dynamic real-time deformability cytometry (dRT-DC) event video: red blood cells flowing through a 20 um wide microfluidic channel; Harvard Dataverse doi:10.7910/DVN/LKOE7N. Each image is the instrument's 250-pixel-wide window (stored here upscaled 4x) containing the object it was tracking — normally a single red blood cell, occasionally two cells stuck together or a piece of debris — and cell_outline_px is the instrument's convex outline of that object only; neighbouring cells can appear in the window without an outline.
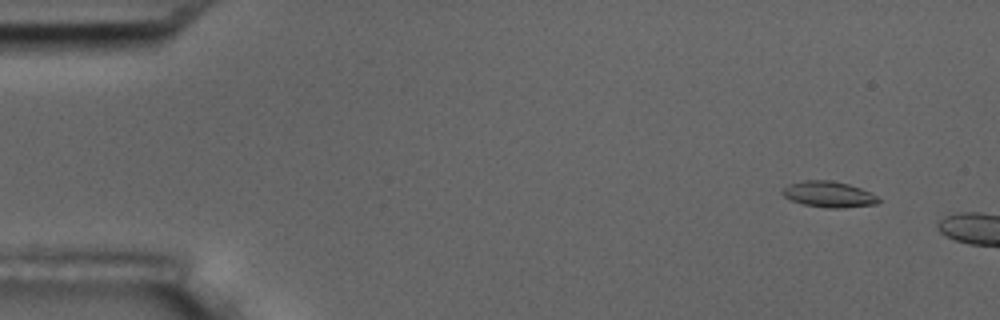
{"species": "common noctule bat (a hibernating species)", "species_latin": "Nyctalus noctula", "temperature_condition": "room temperature", "stored_images_in_passage": 4, "camera_frame_rate_fps": 3000, "um_per_image_px": 0.085, "animal": {"sex": "male", "body_mass_g": 17.5, "forearm_length_mm": 52.3}, "frame": {"image": 1, "passage_image": 1, "time_ms": 0.0, "image_size_px": [1000, 320], "cell_outline_px": [[880, 200], [876, 204], [844, 208], [824, 208], [804, 204], [792, 200], [784, 196], [780, 192], [788, 184], [804, 180], [832, 180], [848, 184], [860, 188], [876, 196]], "centroid_in_image_um": [70.42, 16.52], "position_along_channel_um": 14.6, "area_um2": 14.45}}